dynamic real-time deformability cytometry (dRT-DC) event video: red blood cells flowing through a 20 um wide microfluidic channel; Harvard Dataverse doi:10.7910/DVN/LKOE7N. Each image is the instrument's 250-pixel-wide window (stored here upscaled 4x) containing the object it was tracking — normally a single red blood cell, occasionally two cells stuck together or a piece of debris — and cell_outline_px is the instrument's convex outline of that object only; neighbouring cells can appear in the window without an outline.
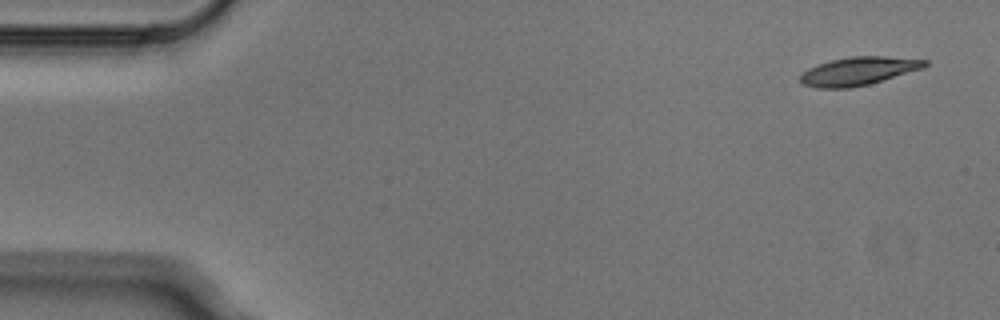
{"species": "Egyptian fruit bat (a non-hibernating species)", "species_latin": "Rousettus aegyptiacus", "temperature_condition": "cold", "stored_images_in_passage": 5, "camera_frame_rate_fps": 3000, "um_per_image_px": 0.085, "animal": {"sex": "male"}, "frame": {"image": 1, "passage_image": 1, "time_ms": 0.0, "image_size_px": [1000, 320], "cell_outline_px": [[928, 64], [924, 68], [868, 84], [852, 88], [816, 88], [804, 84], [800, 80], [800, 76], [808, 68], [816, 64], [832, 60], [852, 56], [888, 56], [928, 60]], "centroid_in_image_um": [72.98, 6.04], "position_along_channel_um": 12.0, "area_um2": 20.46}}
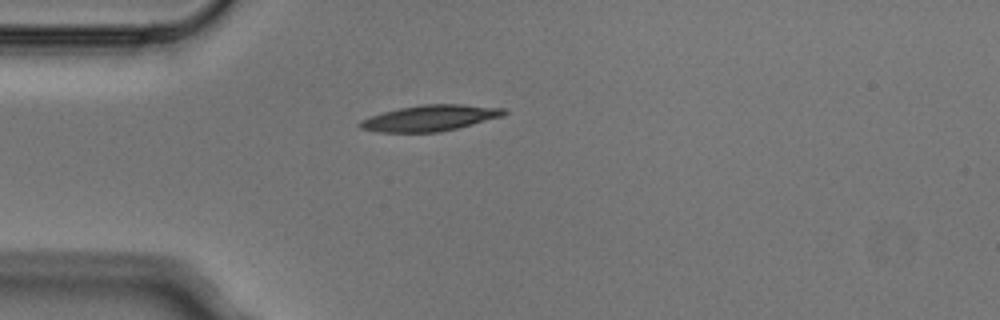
{"frame": {"image": 2, "passage_image": 4, "time_ms": 1.0, "image_size_px": [1000, 320], "cell_outline_px": [[508, 112], [504, 116], [440, 132], [376, 132], [360, 128], [356, 124], [360, 120], [384, 112], [400, 108], [420, 104], [460, 104], [504, 108]], "centroid_in_image_um": [36.54, 10.03], "position_along_channel_um": 48.5, "area_um2": 21.73}}